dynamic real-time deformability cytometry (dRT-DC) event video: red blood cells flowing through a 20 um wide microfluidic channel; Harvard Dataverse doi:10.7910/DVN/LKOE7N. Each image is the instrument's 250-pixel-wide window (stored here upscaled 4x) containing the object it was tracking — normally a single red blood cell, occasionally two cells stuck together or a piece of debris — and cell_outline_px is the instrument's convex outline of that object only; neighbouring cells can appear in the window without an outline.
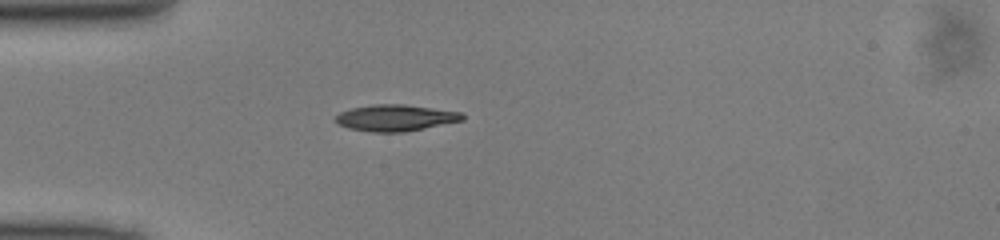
{"species": "common noctule bat (a hibernating species)", "species_latin": "Nyctalus noctula", "temperature_condition": "cold", "stored_images_in_passage": 36, "camera_frame_rate_fps": 3000, "um_per_image_px": 0.085, "animal": {"sex": "male", "body_mass_g": 13.0, "forearm_length_mm": 53.1}, "frame": {"image": 1, "passage_image": 1, "time_ms": 0.0, "image_size_px": [1000, 240], "cell_outline_px": [[464, 120], [404, 132], [372, 132], [348, 128], [336, 124], [336, 116], [340, 112], [352, 108], [372, 104], [404, 104], [460, 112], [464, 116]], "centroid_in_image_um": [33.58, 10.02], "position_along_channel_um": 51.4, "area_um2": 19.42}}
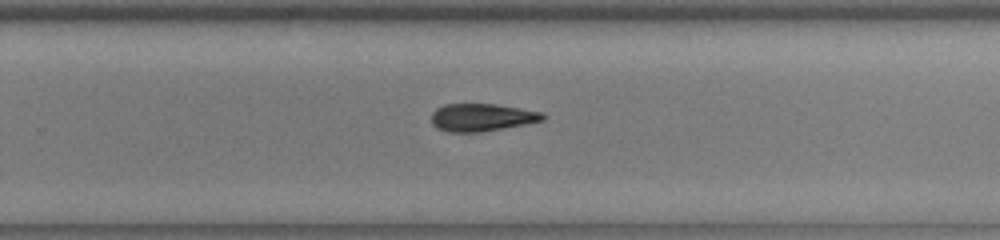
{"frame": {"image": 2, "passage_image": 19, "time_ms": 6.0, "image_size_px": [1000, 240], "cell_outline_px": [[544, 120], [524, 124], [480, 132], [448, 132], [436, 128], [432, 124], [432, 112], [436, 108], [444, 104], [496, 104], [544, 112]], "centroid_in_image_um": [40.92, 9.97], "position_along_channel_um": 288.9, "area_um2": 17.92}}
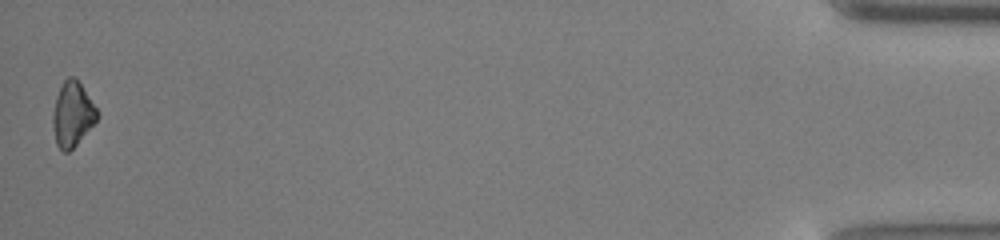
{"frame": {"image": 3, "passage_image": 36, "time_ms": 11.667, "image_size_px": [1000, 240], "cell_outline_px": [[100, 116], [76, 144], [68, 152], [64, 152], [56, 144], [52, 124], [52, 116], [56, 96], [64, 80], [68, 76], [72, 76], [80, 84], [100, 112]], "centroid_in_image_um": [6.16, 9.71], "position_along_channel_um": 429.0, "area_um2": 16.53}}